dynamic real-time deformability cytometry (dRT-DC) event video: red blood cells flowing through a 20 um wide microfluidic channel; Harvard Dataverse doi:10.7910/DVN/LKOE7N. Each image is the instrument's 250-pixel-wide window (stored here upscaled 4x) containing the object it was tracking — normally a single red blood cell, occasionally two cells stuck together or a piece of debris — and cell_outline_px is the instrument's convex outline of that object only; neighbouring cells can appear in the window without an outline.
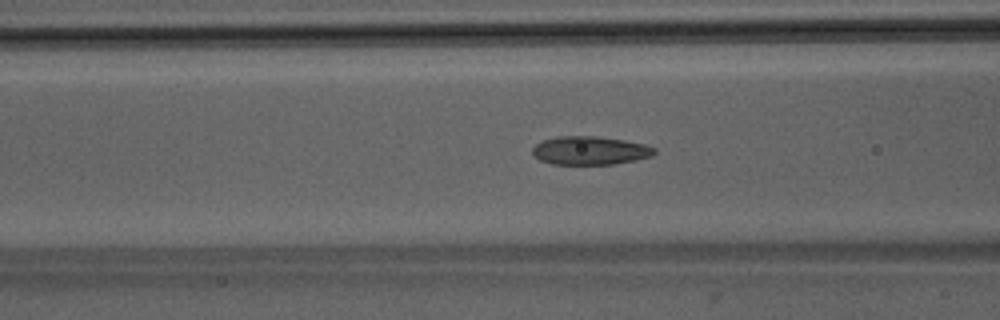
{"species": "Egyptian fruit bat (a non-hibernating species)", "species_latin": "Rousettus aegyptiacus", "temperature_condition": "room temperature", "stored_images_in_passage": 51, "camera_frame_rate_fps": 3000, "um_per_image_px": 0.085, "animal": {"sex": "male"}, "frame": {"image": 1, "passage_image": 21, "time_ms": 6.667, "image_size_px": [1000, 320], "cell_outline_px": [[656, 152], [652, 156], [636, 160], [612, 164], [552, 164], [540, 160], [532, 152], [532, 148], [536, 144], [544, 140], [556, 136], [596, 136], [624, 140], [644, 144], [656, 148]], "centroid_in_image_um": [50.16, 12.79], "position_along_channel_um": 116.4, "area_um2": 20.17}}
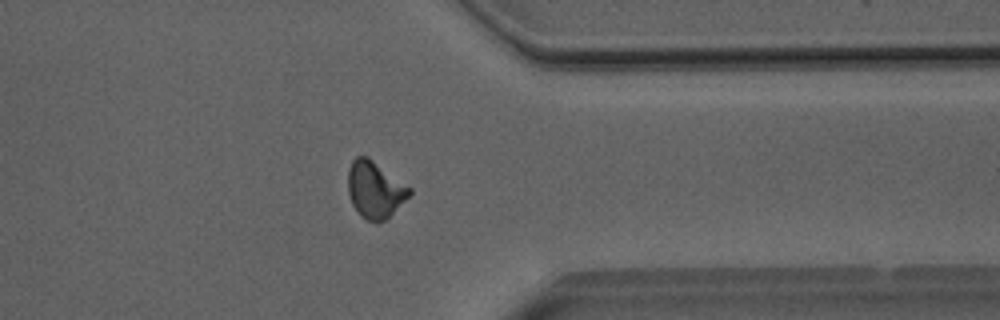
{"frame": {"image": 2, "passage_image": 41, "time_ms": 13.333, "image_size_px": [1000, 320], "cell_outline_px": [[412, 192], [384, 220], [376, 224], [368, 220], [352, 204], [348, 192], [348, 168], [352, 160], [356, 156], [368, 156], [412, 188]], "centroid_in_image_um": [31.86, 16.07], "position_along_channel_um": 379.5, "area_um2": 20.06}}
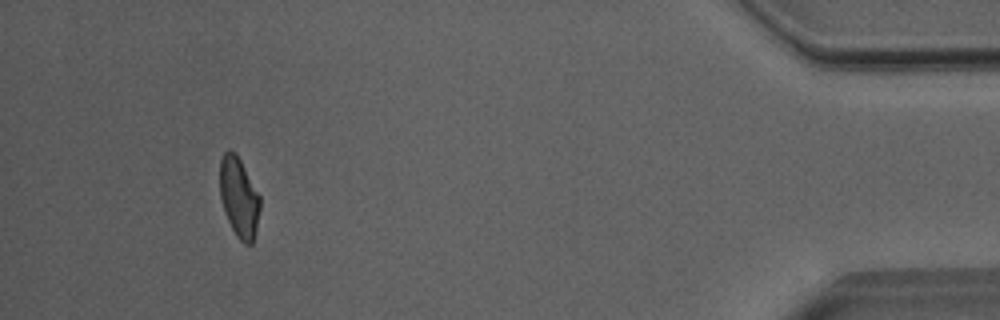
{"frame": {"image": 3, "passage_image": 48, "time_ms": 15.667, "image_size_px": [1000, 320], "cell_outline_px": [[260, 208], [256, 228], [252, 244], [244, 244], [236, 236], [224, 212], [220, 196], [220, 160], [224, 152], [228, 148], [236, 152], [260, 196]], "centroid_in_image_um": [20.3, 16.75], "position_along_channel_um": 414.9, "area_um2": 18.73}, "authors_computed_cell_mechanics": {"area_um2": 20.1144, "velocity_mm_per_s": 4.039, "shape_relaxation_time_tau1_ms": 7.1639, "shape_relaxation_time_tau2_ms": 1.631, "deformation_change_tau1": 0.1615, "deformation_change_tau2": 0.0886}}